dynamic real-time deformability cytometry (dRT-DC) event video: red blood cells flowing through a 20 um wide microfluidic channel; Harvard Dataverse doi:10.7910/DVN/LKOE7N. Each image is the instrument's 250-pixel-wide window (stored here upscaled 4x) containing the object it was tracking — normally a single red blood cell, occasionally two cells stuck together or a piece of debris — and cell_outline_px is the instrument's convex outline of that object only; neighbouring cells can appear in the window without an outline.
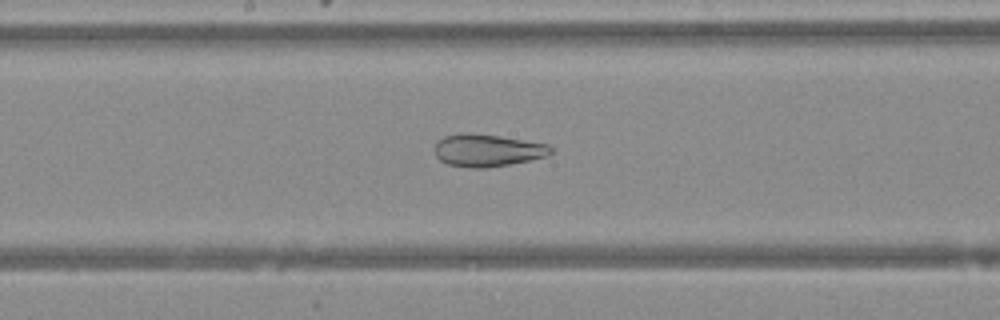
{"species": "Egyptian fruit bat (a non-hibernating species)", "species_latin": "Rousettus aegyptiacus", "temperature_condition": "warm", "stored_images_in_passage": 37, "camera_frame_rate_fps": 3000, "um_per_image_px": 0.085, "animal": {"sex": "female"}, "frame": {"image": 1, "passage_image": 19, "time_ms": 6.0, "image_size_px": [1000, 320], "cell_outline_px": [[556, 148], [548, 156], [508, 164], [484, 168], [472, 168], [448, 164], [440, 160], [436, 156], [436, 140], [444, 136], [464, 132], [500, 136], [548, 144]], "centroid_in_image_um": [41.45, 12.77], "position_along_channel_um": 206.8, "area_um2": 21.91}}
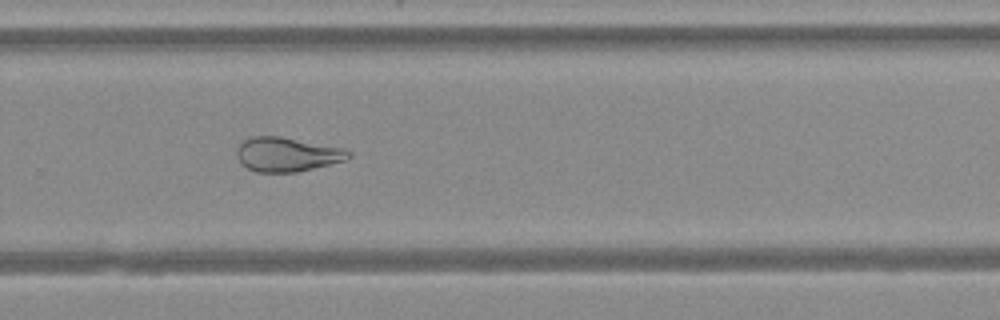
{"frame": {"image": 2, "passage_image": 26, "time_ms": 8.333, "image_size_px": [1000, 320], "cell_outline_px": [[352, 156], [344, 160], [296, 172], [256, 172], [248, 168], [236, 156], [236, 148], [244, 140], [252, 136], [280, 136], [344, 148], [352, 152]], "centroid_in_image_um": [24.39, 13.11], "position_along_channel_um": 305.4, "area_um2": 22.14}}
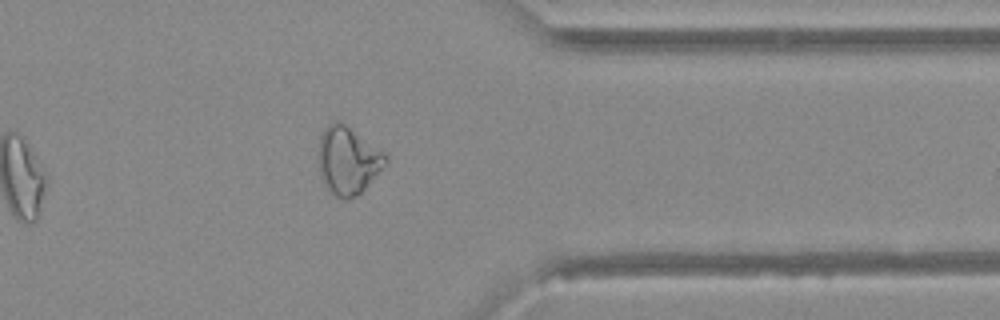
{"frame": {"image": 3, "passage_image": 32, "time_ms": 10.333, "image_size_px": [1000, 320], "cell_outline_px": [[388, 160], [364, 188], [356, 196], [344, 200], [336, 196], [328, 188], [320, 176], [320, 136], [324, 128], [328, 124], [336, 120], [344, 124], [384, 152], [388, 156]], "centroid_in_image_um": [29.57, 13.63], "position_along_channel_um": 381.8, "area_um2": 25.61}}